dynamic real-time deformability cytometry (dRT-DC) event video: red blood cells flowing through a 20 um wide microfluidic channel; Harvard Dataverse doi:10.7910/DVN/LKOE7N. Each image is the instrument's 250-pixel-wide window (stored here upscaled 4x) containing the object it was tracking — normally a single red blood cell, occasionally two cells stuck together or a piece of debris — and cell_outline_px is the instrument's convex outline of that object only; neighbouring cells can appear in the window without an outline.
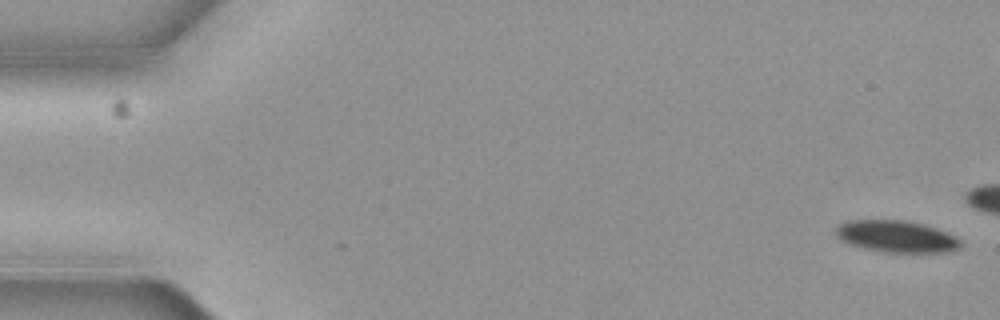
{"species": "common noctule bat (a hibernating species)", "species_latin": "Nyctalus noctula", "temperature_condition": "cold", "stored_images_in_passage": 4, "camera_frame_rate_fps": 3000, "um_per_image_px": 0.085, "animal": {"sex": "female", "body_mass_g": 19.3, "forearm_length_mm": 54.1}, "frame": {"image": 1, "passage_image": 1, "time_ms": 0.0, "image_size_px": [1000, 320], "cell_outline_px": [[960, 248], [948, 252], [884, 252], [864, 248], [848, 244], [840, 240], [836, 236], [836, 228], [840, 224], [848, 220], [904, 220], [920, 224], [944, 232], [960, 240]], "centroid_in_image_um": [76.13, 20.11], "position_along_channel_um": 8.9, "area_um2": 22.77}}
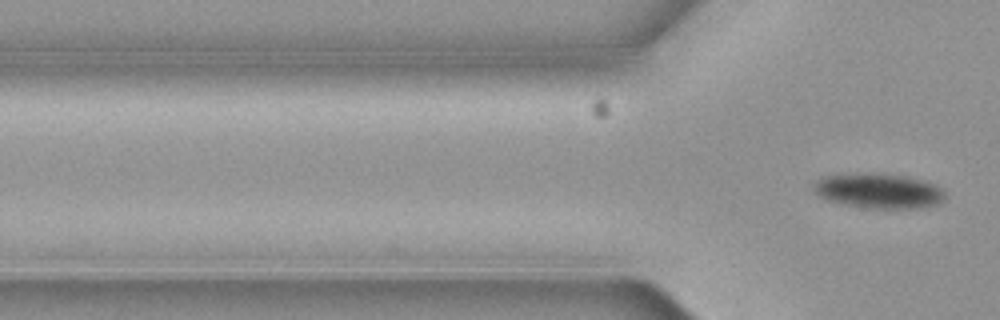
{"frame": {"image": 2, "passage_image": 4, "time_ms": 1.0, "image_size_px": [1000, 320], "cell_outline_px": [[944, 196], [936, 204], [916, 208], [868, 208], [844, 204], [824, 200], [816, 192], [812, 184], [816, 180], [824, 176], [864, 172], [908, 176], [924, 180], [940, 188], [944, 192]], "centroid_in_image_um": [74.62, 16.21], "position_along_channel_um": 51.2, "area_um2": 26.65}}